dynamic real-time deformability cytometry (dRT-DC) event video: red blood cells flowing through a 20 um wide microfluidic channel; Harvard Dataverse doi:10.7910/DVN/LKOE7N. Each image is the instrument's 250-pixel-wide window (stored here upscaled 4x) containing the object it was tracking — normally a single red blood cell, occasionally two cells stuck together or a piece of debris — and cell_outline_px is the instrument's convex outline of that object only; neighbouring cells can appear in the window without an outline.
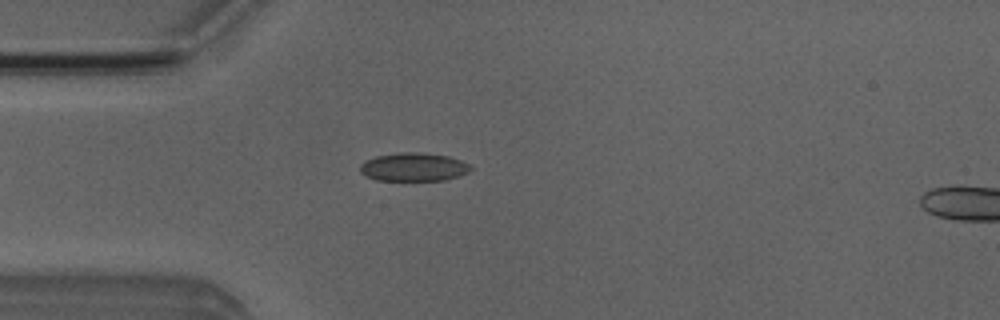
{"species": "Egyptian fruit bat (a non-hibernating species)", "species_latin": "Rousettus aegyptiacus", "temperature_condition": "room temperature", "stored_images_in_passage": 4, "camera_frame_rate_fps": 3000, "um_per_image_px": 0.085, "animal": {"sex": "male"}, "frame": {"image": 1, "passage_image": 4, "time_ms": 3.333, "image_size_px": [1000, 320], "cell_outline_px": [[472, 168], [468, 172], [444, 180], [376, 180], [364, 176], [360, 172], [360, 164], [364, 160], [376, 156], [396, 152], [420, 152], [448, 156], [460, 160], [468, 164]], "centroid_in_image_um": [35.09, 14.18], "position_along_channel_um": 49.9, "area_um2": 18.32}}